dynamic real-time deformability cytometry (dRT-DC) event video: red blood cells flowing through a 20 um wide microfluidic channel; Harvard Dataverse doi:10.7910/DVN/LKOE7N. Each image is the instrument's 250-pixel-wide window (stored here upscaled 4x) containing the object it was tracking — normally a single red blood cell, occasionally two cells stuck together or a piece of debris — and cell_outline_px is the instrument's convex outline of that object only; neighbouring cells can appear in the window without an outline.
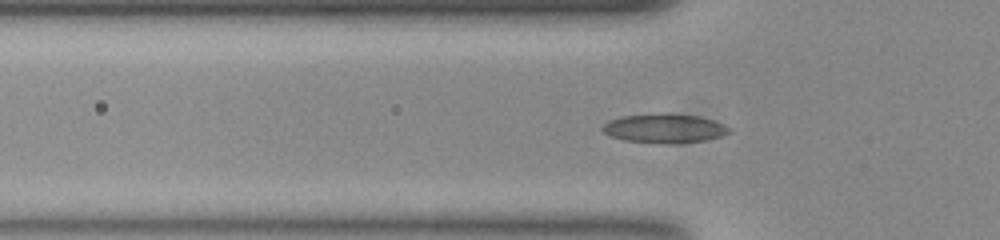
{"species": "common noctule bat (a hibernating species)", "species_latin": "Nyctalus noctula", "temperature_condition": "room temperature", "stored_images_in_passage": 45, "camera_frame_rate_fps": 3000, "um_per_image_px": 0.085, "animal": {"sex": "female", "body_mass_g": 23.0, "forearm_length_mm": 53.4}, "frame": {"image": 1, "passage_image": 15, "time_ms": 4.667, "image_size_px": [1000, 240], "cell_outline_px": [[732, 132], [720, 136], [704, 140], [624, 140], [612, 136], [604, 132], [600, 128], [608, 120], [620, 116], [656, 112], [668, 112], [700, 116], [724, 124], [732, 128]], "centroid_in_image_um": [56.47, 10.81], "position_along_channel_um": 69.3, "area_um2": 20.75}}
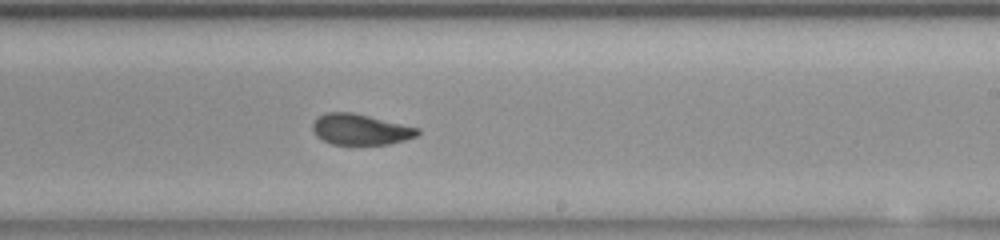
{"frame": {"image": 2, "passage_image": 30, "time_ms": 9.667, "image_size_px": [1000, 240], "cell_outline_px": [[420, 132], [416, 136], [404, 140], [388, 144], [332, 144], [316, 136], [312, 128], [312, 124], [316, 116], [324, 112], [352, 112], [420, 128]], "centroid_in_image_um": [30.6, 10.99], "position_along_channel_um": 258.4, "area_um2": 18.84}}
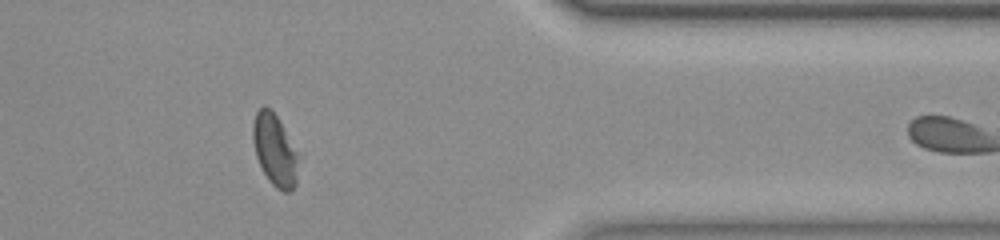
{"frame": {"image": 3, "passage_image": 42, "time_ms": 13.667, "image_size_px": [1000, 240], "cell_outline_px": [[296, 184], [288, 192], [284, 192], [276, 188], [272, 184], [264, 172], [256, 156], [252, 140], [252, 124], [256, 112], [264, 104], [276, 116], [284, 132], [292, 152], [296, 180]], "centroid_in_image_um": [23.23, 12.74], "position_along_channel_um": 388.2, "area_um2": 17.46}, "authors_computed_cell_mechanics": {"area_um2": 19.652, "velocity_mm_per_s": 3.7743, "shape_relaxation_time_tau1_ms": 7.3241, "shape_relaxation_time_tau2_ms": 1.1756, "deformation_change_tau1": 0.1894, "deformation_change_tau2": 0.0548}}